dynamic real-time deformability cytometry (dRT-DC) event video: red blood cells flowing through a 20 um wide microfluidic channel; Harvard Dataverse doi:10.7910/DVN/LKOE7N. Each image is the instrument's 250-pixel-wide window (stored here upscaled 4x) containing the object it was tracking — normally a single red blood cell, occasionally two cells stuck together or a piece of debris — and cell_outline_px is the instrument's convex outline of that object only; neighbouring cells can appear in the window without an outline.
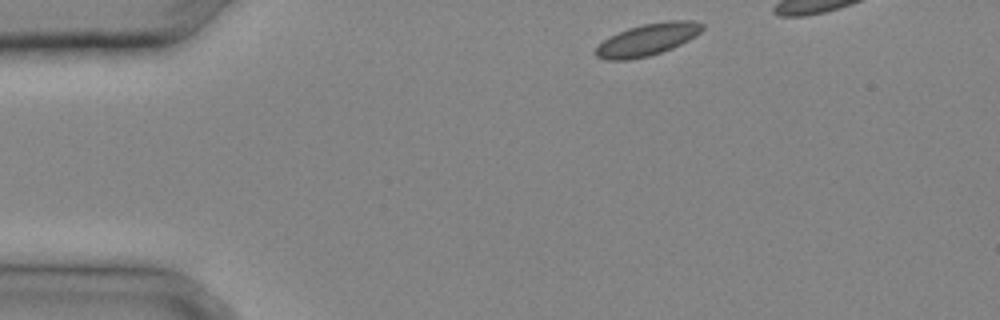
{"species": "common noctule bat (a hibernating species)", "species_latin": "Nyctalus noctula", "temperature_condition": "cold", "stored_images_in_passage": 23, "camera_frame_rate_fps": 3000, "um_per_image_px": 0.085, "animal": {"sex": "male", "body_mass_g": 20.4}, "frame": {"image": 1, "passage_image": 1, "time_ms": 0.0, "image_size_px": [1000, 320], "cell_outline_px": [[704, 28], [696, 36], [672, 48], [648, 56], [628, 60], [604, 60], [596, 56], [596, 48], [604, 40], [628, 28], [644, 24], [668, 20], [692, 20], [704, 24]], "centroid_in_image_um": [55.07, 3.36], "position_along_channel_um": 29.9, "area_um2": 19.65}}
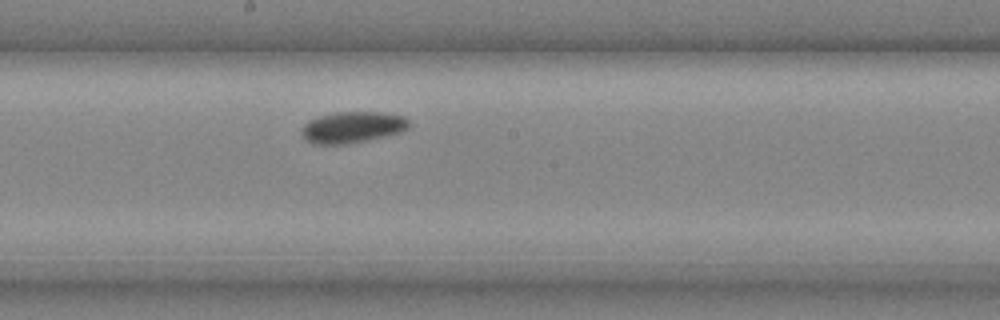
{"frame": {"image": 2, "passage_image": 13, "time_ms": 4.0, "image_size_px": [1000, 320], "cell_outline_px": [[412, 124], [404, 132], [348, 144], [312, 144], [300, 132], [304, 124], [308, 120], [320, 116], [336, 112], [380, 112], [404, 116]], "centroid_in_image_um": [29.99, 10.81], "position_along_channel_um": 218.2, "area_um2": 19.71}}
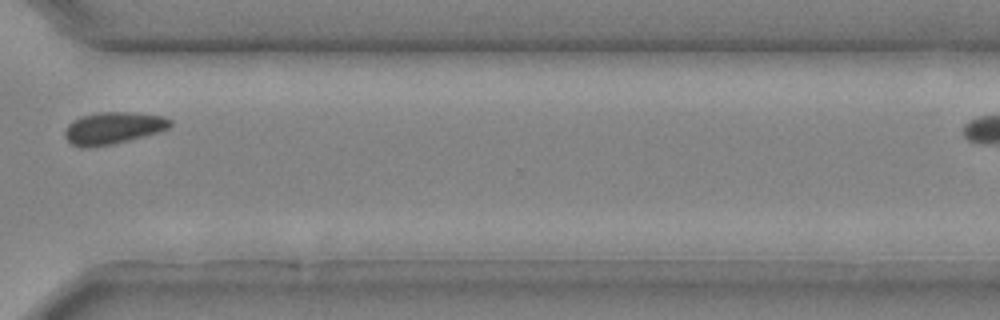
{"frame": {"image": 3, "passage_image": 20, "time_ms": 6.333, "image_size_px": [1000, 320], "cell_outline_px": [[172, 124], [168, 128], [160, 132], [112, 144], [88, 148], [80, 148], [72, 144], [64, 136], [64, 132], [68, 124], [72, 120], [80, 116], [96, 112], [136, 112], [164, 116], [172, 120]], "centroid_in_image_um": [9.61, 10.87], "position_along_channel_um": 361.0, "area_um2": 19.94}}